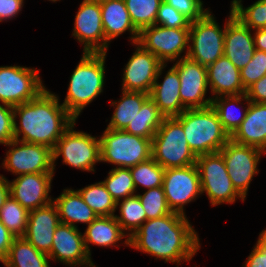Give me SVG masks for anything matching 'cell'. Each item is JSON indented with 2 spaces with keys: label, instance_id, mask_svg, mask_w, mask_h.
<instances>
[{
  "label": "cell",
  "instance_id": "19",
  "mask_svg": "<svg viewBox=\"0 0 266 267\" xmlns=\"http://www.w3.org/2000/svg\"><path fill=\"white\" fill-rule=\"evenodd\" d=\"M54 173H32L17 176L9 182L10 195L28 211L53 202L49 197Z\"/></svg>",
  "mask_w": 266,
  "mask_h": 267
},
{
  "label": "cell",
  "instance_id": "46",
  "mask_svg": "<svg viewBox=\"0 0 266 267\" xmlns=\"http://www.w3.org/2000/svg\"><path fill=\"white\" fill-rule=\"evenodd\" d=\"M250 102L266 103V75L246 89Z\"/></svg>",
  "mask_w": 266,
  "mask_h": 267
},
{
  "label": "cell",
  "instance_id": "50",
  "mask_svg": "<svg viewBox=\"0 0 266 267\" xmlns=\"http://www.w3.org/2000/svg\"><path fill=\"white\" fill-rule=\"evenodd\" d=\"M92 1H96L98 3L104 2V1H108V0H92Z\"/></svg>",
  "mask_w": 266,
  "mask_h": 267
},
{
  "label": "cell",
  "instance_id": "29",
  "mask_svg": "<svg viewBox=\"0 0 266 267\" xmlns=\"http://www.w3.org/2000/svg\"><path fill=\"white\" fill-rule=\"evenodd\" d=\"M149 97L150 94L148 93L122 90L120 100L110 101L111 106L115 107V110L106 128L124 130L129 122L133 121L143 103Z\"/></svg>",
  "mask_w": 266,
  "mask_h": 267
},
{
  "label": "cell",
  "instance_id": "45",
  "mask_svg": "<svg viewBox=\"0 0 266 267\" xmlns=\"http://www.w3.org/2000/svg\"><path fill=\"white\" fill-rule=\"evenodd\" d=\"M23 6L24 0H0V22L16 17Z\"/></svg>",
  "mask_w": 266,
  "mask_h": 267
},
{
  "label": "cell",
  "instance_id": "10",
  "mask_svg": "<svg viewBox=\"0 0 266 267\" xmlns=\"http://www.w3.org/2000/svg\"><path fill=\"white\" fill-rule=\"evenodd\" d=\"M45 88L39 70L24 66H0V102L11 107L36 98Z\"/></svg>",
  "mask_w": 266,
  "mask_h": 267
},
{
  "label": "cell",
  "instance_id": "35",
  "mask_svg": "<svg viewBox=\"0 0 266 267\" xmlns=\"http://www.w3.org/2000/svg\"><path fill=\"white\" fill-rule=\"evenodd\" d=\"M134 27L140 32L156 23L157 12L163 0H124Z\"/></svg>",
  "mask_w": 266,
  "mask_h": 267
},
{
  "label": "cell",
  "instance_id": "5",
  "mask_svg": "<svg viewBox=\"0 0 266 267\" xmlns=\"http://www.w3.org/2000/svg\"><path fill=\"white\" fill-rule=\"evenodd\" d=\"M100 138V162L131 168L152 157V139L106 128Z\"/></svg>",
  "mask_w": 266,
  "mask_h": 267
},
{
  "label": "cell",
  "instance_id": "4",
  "mask_svg": "<svg viewBox=\"0 0 266 267\" xmlns=\"http://www.w3.org/2000/svg\"><path fill=\"white\" fill-rule=\"evenodd\" d=\"M175 118L182 124L188 145L196 156L219 152L230 140L212 106L186 109Z\"/></svg>",
  "mask_w": 266,
  "mask_h": 267
},
{
  "label": "cell",
  "instance_id": "43",
  "mask_svg": "<svg viewBox=\"0 0 266 267\" xmlns=\"http://www.w3.org/2000/svg\"><path fill=\"white\" fill-rule=\"evenodd\" d=\"M14 139L13 107L0 104V144L6 145Z\"/></svg>",
  "mask_w": 266,
  "mask_h": 267
},
{
  "label": "cell",
  "instance_id": "11",
  "mask_svg": "<svg viewBox=\"0 0 266 267\" xmlns=\"http://www.w3.org/2000/svg\"><path fill=\"white\" fill-rule=\"evenodd\" d=\"M145 50L154 54L163 64L187 57L189 28H168L152 25L139 32L138 42ZM185 52V55L181 54Z\"/></svg>",
  "mask_w": 266,
  "mask_h": 267
},
{
  "label": "cell",
  "instance_id": "51",
  "mask_svg": "<svg viewBox=\"0 0 266 267\" xmlns=\"http://www.w3.org/2000/svg\"><path fill=\"white\" fill-rule=\"evenodd\" d=\"M86 267H98V266H95V264L93 263V264L86 266Z\"/></svg>",
  "mask_w": 266,
  "mask_h": 267
},
{
  "label": "cell",
  "instance_id": "16",
  "mask_svg": "<svg viewBox=\"0 0 266 267\" xmlns=\"http://www.w3.org/2000/svg\"><path fill=\"white\" fill-rule=\"evenodd\" d=\"M74 22L72 36L83 45V52L105 53V33L100 3L83 0Z\"/></svg>",
  "mask_w": 266,
  "mask_h": 267
},
{
  "label": "cell",
  "instance_id": "1",
  "mask_svg": "<svg viewBox=\"0 0 266 267\" xmlns=\"http://www.w3.org/2000/svg\"><path fill=\"white\" fill-rule=\"evenodd\" d=\"M190 223L186 215L176 212L146 220L129 237V247L165 263L189 262L201 248L198 233Z\"/></svg>",
  "mask_w": 266,
  "mask_h": 267
},
{
  "label": "cell",
  "instance_id": "18",
  "mask_svg": "<svg viewBox=\"0 0 266 267\" xmlns=\"http://www.w3.org/2000/svg\"><path fill=\"white\" fill-rule=\"evenodd\" d=\"M50 261H59L71 267H86L93 261L86 251L83 233L74 226L60 223L55 229Z\"/></svg>",
  "mask_w": 266,
  "mask_h": 267
},
{
  "label": "cell",
  "instance_id": "17",
  "mask_svg": "<svg viewBox=\"0 0 266 267\" xmlns=\"http://www.w3.org/2000/svg\"><path fill=\"white\" fill-rule=\"evenodd\" d=\"M134 45L136 50L123 70L122 90L150 94L163 63L139 43Z\"/></svg>",
  "mask_w": 266,
  "mask_h": 267
},
{
  "label": "cell",
  "instance_id": "7",
  "mask_svg": "<svg viewBox=\"0 0 266 267\" xmlns=\"http://www.w3.org/2000/svg\"><path fill=\"white\" fill-rule=\"evenodd\" d=\"M75 122L57 140L53 149V167L58 157H63V164L87 172L95 171V164L100 162V138L82 131L74 130Z\"/></svg>",
  "mask_w": 266,
  "mask_h": 267
},
{
  "label": "cell",
  "instance_id": "30",
  "mask_svg": "<svg viewBox=\"0 0 266 267\" xmlns=\"http://www.w3.org/2000/svg\"><path fill=\"white\" fill-rule=\"evenodd\" d=\"M165 116L149 97L142 105L133 121L129 122L124 131L143 138L152 139L162 125Z\"/></svg>",
  "mask_w": 266,
  "mask_h": 267
},
{
  "label": "cell",
  "instance_id": "38",
  "mask_svg": "<svg viewBox=\"0 0 266 267\" xmlns=\"http://www.w3.org/2000/svg\"><path fill=\"white\" fill-rule=\"evenodd\" d=\"M231 10L234 16L252 31L266 28V5L261 0L246 8L242 0H232Z\"/></svg>",
  "mask_w": 266,
  "mask_h": 267
},
{
  "label": "cell",
  "instance_id": "3",
  "mask_svg": "<svg viewBox=\"0 0 266 267\" xmlns=\"http://www.w3.org/2000/svg\"><path fill=\"white\" fill-rule=\"evenodd\" d=\"M106 53L83 52L71 74L62 105L77 120L82 110L103 93Z\"/></svg>",
  "mask_w": 266,
  "mask_h": 267
},
{
  "label": "cell",
  "instance_id": "9",
  "mask_svg": "<svg viewBox=\"0 0 266 267\" xmlns=\"http://www.w3.org/2000/svg\"><path fill=\"white\" fill-rule=\"evenodd\" d=\"M224 29L208 11L202 18L190 23L187 57L208 67L224 55ZM192 41V42H191Z\"/></svg>",
  "mask_w": 266,
  "mask_h": 267
},
{
  "label": "cell",
  "instance_id": "47",
  "mask_svg": "<svg viewBox=\"0 0 266 267\" xmlns=\"http://www.w3.org/2000/svg\"><path fill=\"white\" fill-rule=\"evenodd\" d=\"M15 236L6 228V226L0 221V259L6 258L9 248L12 245Z\"/></svg>",
  "mask_w": 266,
  "mask_h": 267
},
{
  "label": "cell",
  "instance_id": "12",
  "mask_svg": "<svg viewBox=\"0 0 266 267\" xmlns=\"http://www.w3.org/2000/svg\"><path fill=\"white\" fill-rule=\"evenodd\" d=\"M5 146L11 148L6 152V157L1 164L2 168L18 176L32 173H54L51 148L15 139Z\"/></svg>",
  "mask_w": 266,
  "mask_h": 267
},
{
  "label": "cell",
  "instance_id": "15",
  "mask_svg": "<svg viewBox=\"0 0 266 267\" xmlns=\"http://www.w3.org/2000/svg\"><path fill=\"white\" fill-rule=\"evenodd\" d=\"M180 76V99L186 109L206 108L211 106L212 97L206 98L208 91L207 67L181 58L173 63ZM206 98V99H205Z\"/></svg>",
  "mask_w": 266,
  "mask_h": 267
},
{
  "label": "cell",
  "instance_id": "40",
  "mask_svg": "<svg viewBox=\"0 0 266 267\" xmlns=\"http://www.w3.org/2000/svg\"><path fill=\"white\" fill-rule=\"evenodd\" d=\"M243 87L247 89L266 75V52L257 50L252 60L240 70Z\"/></svg>",
  "mask_w": 266,
  "mask_h": 267
},
{
  "label": "cell",
  "instance_id": "36",
  "mask_svg": "<svg viewBox=\"0 0 266 267\" xmlns=\"http://www.w3.org/2000/svg\"><path fill=\"white\" fill-rule=\"evenodd\" d=\"M135 189L141 185L146 189L163 185L165 169L152 157L130 168Z\"/></svg>",
  "mask_w": 266,
  "mask_h": 267
},
{
  "label": "cell",
  "instance_id": "34",
  "mask_svg": "<svg viewBox=\"0 0 266 267\" xmlns=\"http://www.w3.org/2000/svg\"><path fill=\"white\" fill-rule=\"evenodd\" d=\"M29 211L11 195L0 209V221L15 236L23 237L26 232Z\"/></svg>",
  "mask_w": 266,
  "mask_h": 267
},
{
  "label": "cell",
  "instance_id": "14",
  "mask_svg": "<svg viewBox=\"0 0 266 267\" xmlns=\"http://www.w3.org/2000/svg\"><path fill=\"white\" fill-rule=\"evenodd\" d=\"M162 187L171 211L186 215L184 206L202 195L197 165L165 169Z\"/></svg>",
  "mask_w": 266,
  "mask_h": 267
},
{
  "label": "cell",
  "instance_id": "25",
  "mask_svg": "<svg viewBox=\"0 0 266 267\" xmlns=\"http://www.w3.org/2000/svg\"><path fill=\"white\" fill-rule=\"evenodd\" d=\"M207 77L212 99L246 93L240 70L224 55L207 67Z\"/></svg>",
  "mask_w": 266,
  "mask_h": 267
},
{
  "label": "cell",
  "instance_id": "52",
  "mask_svg": "<svg viewBox=\"0 0 266 267\" xmlns=\"http://www.w3.org/2000/svg\"><path fill=\"white\" fill-rule=\"evenodd\" d=\"M48 1L56 2V1H60V0H48Z\"/></svg>",
  "mask_w": 266,
  "mask_h": 267
},
{
  "label": "cell",
  "instance_id": "21",
  "mask_svg": "<svg viewBox=\"0 0 266 267\" xmlns=\"http://www.w3.org/2000/svg\"><path fill=\"white\" fill-rule=\"evenodd\" d=\"M57 207L53 202L30 210L24 238L38 251L49 254L55 229L60 224Z\"/></svg>",
  "mask_w": 266,
  "mask_h": 267
},
{
  "label": "cell",
  "instance_id": "24",
  "mask_svg": "<svg viewBox=\"0 0 266 267\" xmlns=\"http://www.w3.org/2000/svg\"><path fill=\"white\" fill-rule=\"evenodd\" d=\"M230 139L241 145L256 147L266 153V103L250 102L245 119Z\"/></svg>",
  "mask_w": 266,
  "mask_h": 267
},
{
  "label": "cell",
  "instance_id": "23",
  "mask_svg": "<svg viewBox=\"0 0 266 267\" xmlns=\"http://www.w3.org/2000/svg\"><path fill=\"white\" fill-rule=\"evenodd\" d=\"M102 14V26L105 33V53L111 40L129 31V37L135 44L139 39V31L131 22L124 0H108L100 3Z\"/></svg>",
  "mask_w": 266,
  "mask_h": 267
},
{
  "label": "cell",
  "instance_id": "13",
  "mask_svg": "<svg viewBox=\"0 0 266 267\" xmlns=\"http://www.w3.org/2000/svg\"><path fill=\"white\" fill-rule=\"evenodd\" d=\"M224 159L234 188L246 198L253 177L259 173L258 163L264 151L253 146L241 145L231 139L219 151Z\"/></svg>",
  "mask_w": 266,
  "mask_h": 267
},
{
  "label": "cell",
  "instance_id": "37",
  "mask_svg": "<svg viewBox=\"0 0 266 267\" xmlns=\"http://www.w3.org/2000/svg\"><path fill=\"white\" fill-rule=\"evenodd\" d=\"M102 182L116 202L137 194L130 168L114 167Z\"/></svg>",
  "mask_w": 266,
  "mask_h": 267
},
{
  "label": "cell",
  "instance_id": "44",
  "mask_svg": "<svg viewBox=\"0 0 266 267\" xmlns=\"http://www.w3.org/2000/svg\"><path fill=\"white\" fill-rule=\"evenodd\" d=\"M242 267H266V235L262 231Z\"/></svg>",
  "mask_w": 266,
  "mask_h": 267
},
{
  "label": "cell",
  "instance_id": "27",
  "mask_svg": "<svg viewBox=\"0 0 266 267\" xmlns=\"http://www.w3.org/2000/svg\"><path fill=\"white\" fill-rule=\"evenodd\" d=\"M127 235L122 231L115 216H98L83 233L85 248L91 257L90 244L101 247H119L116 243ZM116 245V246H115Z\"/></svg>",
  "mask_w": 266,
  "mask_h": 267
},
{
  "label": "cell",
  "instance_id": "26",
  "mask_svg": "<svg viewBox=\"0 0 266 267\" xmlns=\"http://www.w3.org/2000/svg\"><path fill=\"white\" fill-rule=\"evenodd\" d=\"M53 203L57 207L60 222L76 228V223L89 225L98 217L79 192L71 188L64 189L57 198H53Z\"/></svg>",
  "mask_w": 266,
  "mask_h": 267
},
{
  "label": "cell",
  "instance_id": "8",
  "mask_svg": "<svg viewBox=\"0 0 266 267\" xmlns=\"http://www.w3.org/2000/svg\"><path fill=\"white\" fill-rule=\"evenodd\" d=\"M196 165L200 175L201 193H206L210 204H233L245 198L234 188L220 152L197 156Z\"/></svg>",
  "mask_w": 266,
  "mask_h": 267
},
{
  "label": "cell",
  "instance_id": "28",
  "mask_svg": "<svg viewBox=\"0 0 266 267\" xmlns=\"http://www.w3.org/2000/svg\"><path fill=\"white\" fill-rule=\"evenodd\" d=\"M49 259L24 237H15L2 263L4 267H50Z\"/></svg>",
  "mask_w": 266,
  "mask_h": 267
},
{
  "label": "cell",
  "instance_id": "20",
  "mask_svg": "<svg viewBox=\"0 0 266 267\" xmlns=\"http://www.w3.org/2000/svg\"><path fill=\"white\" fill-rule=\"evenodd\" d=\"M252 30L236 18L230 10L224 34V56L241 70L256 51Z\"/></svg>",
  "mask_w": 266,
  "mask_h": 267
},
{
  "label": "cell",
  "instance_id": "32",
  "mask_svg": "<svg viewBox=\"0 0 266 267\" xmlns=\"http://www.w3.org/2000/svg\"><path fill=\"white\" fill-rule=\"evenodd\" d=\"M241 101H246V107H244L242 115L235 114L234 105L237 106ZM249 99L246 93L240 95H229V96H219L212 99L211 106L216 110L223 129L231 136L235 130L240 126L242 121L245 119L248 107Z\"/></svg>",
  "mask_w": 266,
  "mask_h": 267
},
{
  "label": "cell",
  "instance_id": "42",
  "mask_svg": "<svg viewBox=\"0 0 266 267\" xmlns=\"http://www.w3.org/2000/svg\"><path fill=\"white\" fill-rule=\"evenodd\" d=\"M166 4L172 6L182 13L190 22L202 18L208 11L203 8L202 0H163Z\"/></svg>",
  "mask_w": 266,
  "mask_h": 267
},
{
  "label": "cell",
  "instance_id": "33",
  "mask_svg": "<svg viewBox=\"0 0 266 267\" xmlns=\"http://www.w3.org/2000/svg\"><path fill=\"white\" fill-rule=\"evenodd\" d=\"M84 202L98 216H114L116 211V201L106 190L102 181L88 185L77 190Z\"/></svg>",
  "mask_w": 266,
  "mask_h": 267
},
{
  "label": "cell",
  "instance_id": "2",
  "mask_svg": "<svg viewBox=\"0 0 266 267\" xmlns=\"http://www.w3.org/2000/svg\"><path fill=\"white\" fill-rule=\"evenodd\" d=\"M13 118L15 140L45 145L52 150L76 121L60 103L59 96L47 88L36 98L13 107Z\"/></svg>",
  "mask_w": 266,
  "mask_h": 267
},
{
  "label": "cell",
  "instance_id": "31",
  "mask_svg": "<svg viewBox=\"0 0 266 267\" xmlns=\"http://www.w3.org/2000/svg\"><path fill=\"white\" fill-rule=\"evenodd\" d=\"M118 206L120 216H114L122 231L127 235L124 244L129 246V237L146 221V213L137 194L117 201L116 209Z\"/></svg>",
  "mask_w": 266,
  "mask_h": 267
},
{
  "label": "cell",
  "instance_id": "41",
  "mask_svg": "<svg viewBox=\"0 0 266 267\" xmlns=\"http://www.w3.org/2000/svg\"><path fill=\"white\" fill-rule=\"evenodd\" d=\"M190 21L179 11L164 1L157 12L156 25L168 28H190Z\"/></svg>",
  "mask_w": 266,
  "mask_h": 267
},
{
  "label": "cell",
  "instance_id": "22",
  "mask_svg": "<svg viewBox=\"0 0 266 267\" xmlns=\"http://www.w3.org/2000/svg\"><path fill=\"white\" fill-rule=\"evenodd\" d=\"M167 64H163L158 71L156 80L150 92V98L165 117L179 116L186 108L183 106L179 89L180 76L178 71L172 66L163 77V82H159L163 69Z\"/></svg>",
  "mask_w": 266,
  "mask_h": 267
},
{
  "label": "cell",
  "instance_id": "49",
  "mask_svg": "<svg viewBox=\"0 0 266 267\" xmlns=\"http://www.w3.org/2000/svg\"><path fill=\"white\" fill-rule=\"evenodd\" d=\"M10 195V187L8 179L0 174V209L3 207L5 200Z\"/></svg>",
  "mask_w": 266,
  "mask_h": 267
},
{
  "label": "cell",
  "instance_id": "48",
  "mask_svg": "<svg viewBox=\"0 0 266 267\" xmlns=\"http://www.w3.org/2000/svg\"><path fill=\"white\" fill-rule=\"evenodd\" d=\"M254 45L257 50L266 52V28L256 29L253 33Z\"/></svg>",
  "mask_w": 266,
  "mask_h": 267
},
{
  "label": "cell",
  "instance_id": "6",
  "mask_svg": "<svg viewBox=\"0 0 266 267\" xmlns=\"http://www.w3.org/2000/svg\"><path fill=\"white\" fill-rule=\"evenodd\" d=\"M152 158L164 169L196 164L197 156L190 149L183 126L175 117H165L152 138Z\"/></svg>",
  "mask_w": 266,
  "mask_h": 267
},
{
  "label": "cell",
  "instance_id": "39",
  "mask_svg": "<svg viewBox=\"0 0 266 267\" xmlns=\"http://www.w3.org/2000/svg\"><path fill=\"white\" fill-rule=\"evenodd\" d=\"M142 194L137 195L145 210L146 220L159 218L172 213L168 206L162 186L147 189Z\"/></svg>",
  "mask_w": 266,
  "mask_h": 267
}]
</instances>
